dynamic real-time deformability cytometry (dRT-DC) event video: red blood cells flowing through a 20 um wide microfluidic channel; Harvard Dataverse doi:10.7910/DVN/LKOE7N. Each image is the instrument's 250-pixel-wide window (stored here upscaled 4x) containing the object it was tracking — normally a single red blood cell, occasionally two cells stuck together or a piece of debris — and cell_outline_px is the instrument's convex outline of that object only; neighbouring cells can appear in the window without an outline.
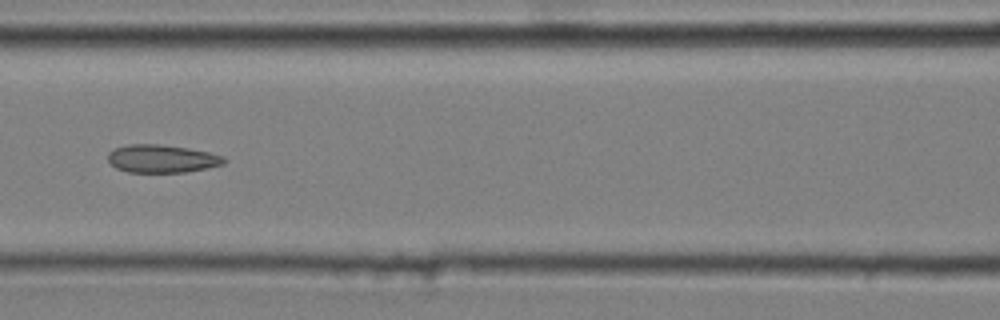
{"species": "common noctule bat (a hibernating species)", "species_latin": "Nyctalus noctula", "temperature_condition": "cold", "stored_images_in_passage": 8, "camera_frame_rate_fps": 3000, "um_per_image_px": 0.085, "animal": {"sex": "male", "body_mass_g": 20.4}, "frame": {"image": 1, "passage_image": 7, "time_ms": 2.0, "image_size_px": [1000, 320], "cell_outline_px": [[228, 160], [224, 164], [208, 168], [184, 172], [128, 172], [116, 168], [108, 160], [108, 152], [116, 148], [128, 144], [160, 144], [188, 148], [208, 152], [224, 156]], "centroid_in_image_um": [13.79, 13.49], "position_along_channel_um": 152.8, "area_um2": 18.96}}
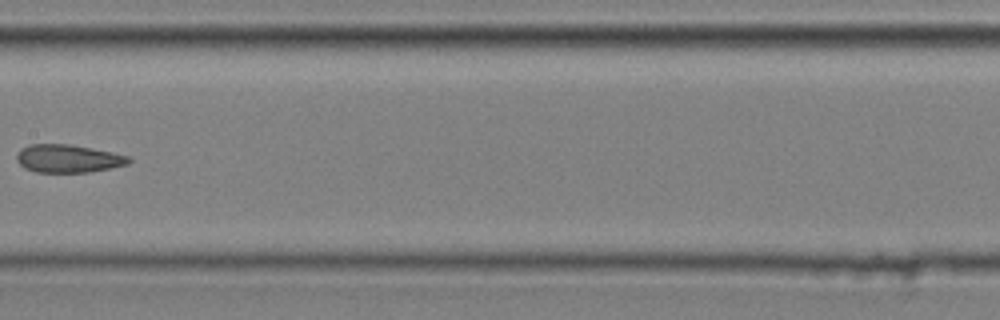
{"frame": {"image": 2, "passage_image": 8, "time_ms": 2.333, "image_size_px": [1000, 320], "cell_outline_px": [[132, 160], [128, 164], [88, 172], [36, 172], [24, 168], [16, 160], [16, 156], [20, 148], [28, 144], [72, 144], [112, 152], [128, 156]], "centroid_in_image_um": [5.75, 13.47], "position_along_channel_um": 201.6, "area_um2": 18.32}}